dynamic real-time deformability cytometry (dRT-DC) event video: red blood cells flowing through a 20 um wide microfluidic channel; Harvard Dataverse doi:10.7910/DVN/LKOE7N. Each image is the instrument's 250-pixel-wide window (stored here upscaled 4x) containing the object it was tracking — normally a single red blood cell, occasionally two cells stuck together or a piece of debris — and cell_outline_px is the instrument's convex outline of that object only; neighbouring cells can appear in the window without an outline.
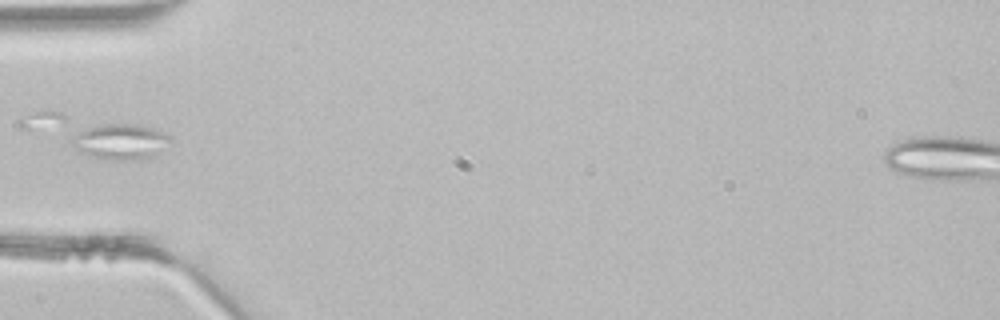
{"species": "common noctule bat (a hibernating species)", "species_latin": "Nyctalus noctula", "temperature_condition": "room temperature", "stored_images_in_passage": 5, "camera_frame_rate_fps": 3000, "um_per_image_px": 0.085, "animal": {"sex": "male", "body_mass_g": 21.5, "forearm_length_mm": 52.0}, "frame": {"image": 1, "passage_image": 5, "time_ms": 1.333, "image_size_px": [1000, 320], "cell_outline_px": [[168, 140], [152, 156], [140, 160], [104, 160], [88, 156], [80, 152], [72, 144], [72, 140], [80, 132], [96, 124], [136, 124], [152, 128], [164, 132], [168, 136]], "centroid_in_image_um": [10.17, 12.05], "position_along_channel_um": 74.8, "area_um2": 19.94}}